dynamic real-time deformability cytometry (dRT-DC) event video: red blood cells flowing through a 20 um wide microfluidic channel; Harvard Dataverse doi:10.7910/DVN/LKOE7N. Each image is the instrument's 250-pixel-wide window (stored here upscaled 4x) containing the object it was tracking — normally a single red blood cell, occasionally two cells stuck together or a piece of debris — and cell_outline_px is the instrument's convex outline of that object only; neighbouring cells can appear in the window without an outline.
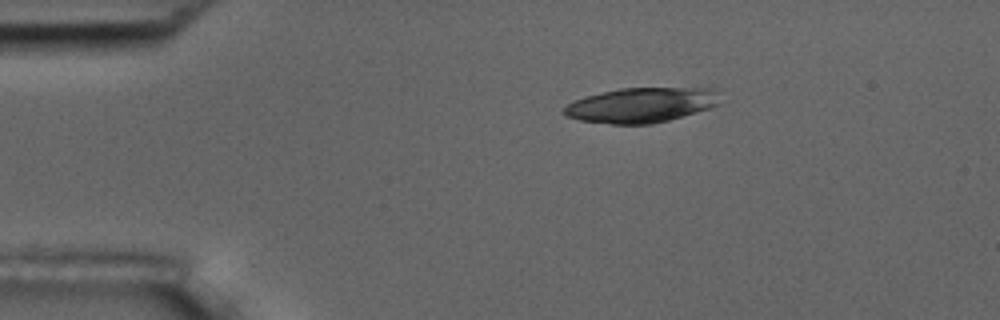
{"species": "common noctule bat (a hibernating species)", "species_latin": "Nyctalus noctula", "temperature_condition": "room temperature", "stored_images_in_passage": 3, "camera_frame_rate_fps": 3000, "um_per_image_px": 0.085, "animal": {"sex": "male", "body_mass_g": 17.5, "forearm_length_mm": 52.3}, "frame": {"image": 1, "passage_image": 1, "time_ms": 0.0, "image_size_px": [1000, 320], "cell_outline_px": [[720, 104], [708, 108], [668, 120], [652, 124], [612, 124], [580, 120], [564, 116], [564, 108], [568, 104], [576, 100], [588, 96], [620, 88], [716, 88]], "centroid_in_image_um": [54.52, 8.93], "position_along_channel_um": 30.5, "area_um2": 31.39}}